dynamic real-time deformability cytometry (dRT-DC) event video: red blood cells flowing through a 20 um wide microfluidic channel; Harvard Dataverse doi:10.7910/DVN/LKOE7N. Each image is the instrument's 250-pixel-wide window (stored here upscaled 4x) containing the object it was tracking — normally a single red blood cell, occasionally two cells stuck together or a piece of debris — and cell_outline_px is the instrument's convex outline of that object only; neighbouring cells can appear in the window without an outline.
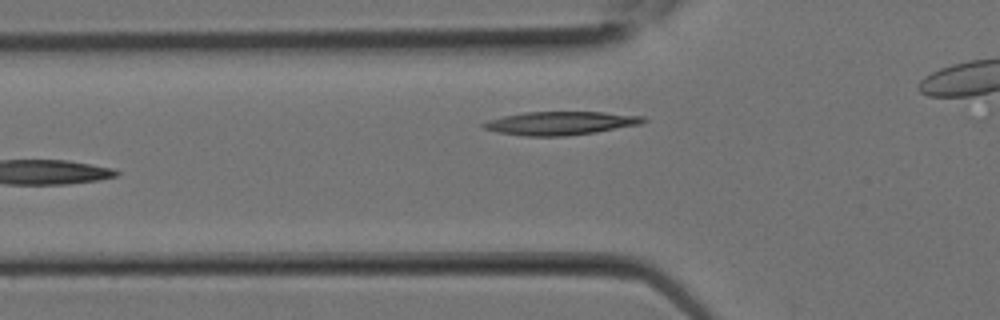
{"species": "Egyptian fruit bat (a non-hibernating species)", "species_latin": "Rousettus aegyptiacus", "temperature_condition": "room temperature", "stored_images_in_passage": 10, "camera_frame_rate_fps": 3000, "um_per_image_px": 0.085, "animal": {"sex": "female"}, "frame": {"image": 1, "passage_image": 10, "time_ms": 3.0, "image_size_px": [1000, 320], "cell_outline_px": [[648, 120], [640, 124], [596, 132], [564, 136], [524, 136], [496, 132], [484, 128], [480, 124], [488, 120], [504, 116], [524, 112], [604, 112], [644, 116]], "centroid_in_image_um": [47.63, 10.47], "position_along_channel_um": 78.2, "area_um2": 21.79}}